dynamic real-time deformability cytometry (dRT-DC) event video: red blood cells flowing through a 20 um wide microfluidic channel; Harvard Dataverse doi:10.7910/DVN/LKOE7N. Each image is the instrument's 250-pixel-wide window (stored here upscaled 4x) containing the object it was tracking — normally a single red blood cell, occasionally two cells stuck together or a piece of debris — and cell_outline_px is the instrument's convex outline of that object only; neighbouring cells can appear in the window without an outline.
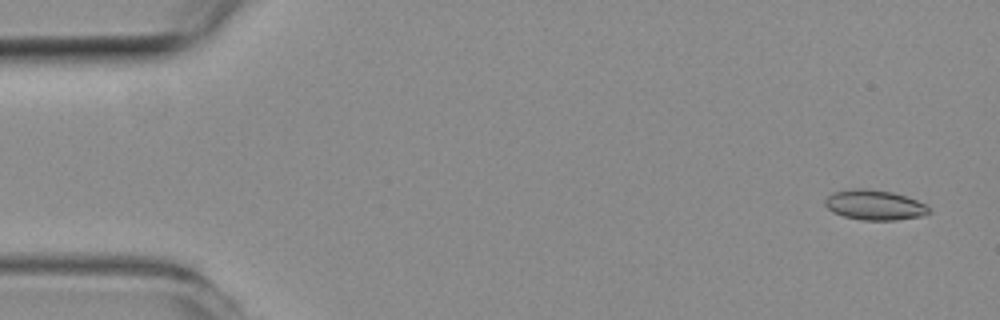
{"species": "common noctule bat (a hibernating species)", "species_latin": "Nyctalus noctula", "temperature_condition": "room temperature", "stored_images_in_passage": 23, "camera_frame_rate_fps": 3000, "um_per_image_px": 0.085, "animal": {"sex": "female", "body_mass_g": 19.3, "forearm_length_mm": 54.1}, "frame": {"image": 1, "passage_image": 1, "time_ms": 0.0, "image_size_px": [1000, 320], "cell_outline_px": [[932, 212], [920, 216], [896, 220], [860, 220], [844, 216], [832, 212], [824, 204], [824, 200], [832, 192], [856, 188], [868, 188], [892, 192], [916, 200], [924, 204]], "centroid_in_image_um": [74.3, 17.42], "position_along_channel_um": 10.7, "area_um2": 18.15}}
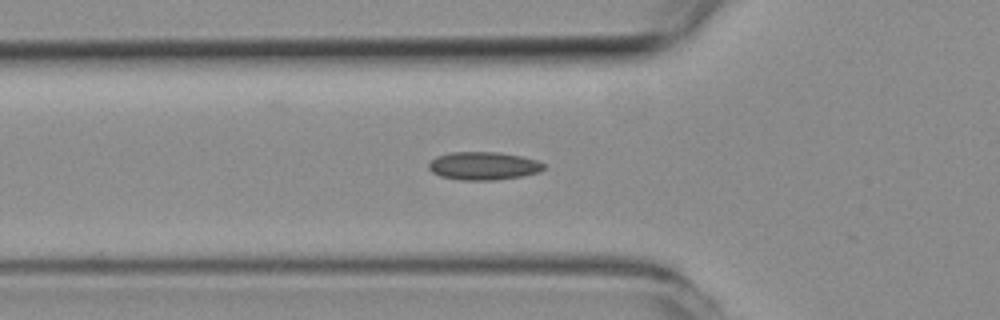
{"frame": {"image": 2, "passage_image": 16, "time_ms": 5.0, "image_size_px": [1000, 320], "cell_outline_px": [[544, 168], [540, 172], [520, 176], [496, 180], [460, 180], [440, 176], [432, 172], [428, 168], [428, 164], [436, 156], [452, 152], [500, 152], [520, 156], [536, 160], [544, 164]], "centroid_in_image_um": [41.07, 14.1], "position_along_channel_um": 84.7, "area_um2": 18.79}}
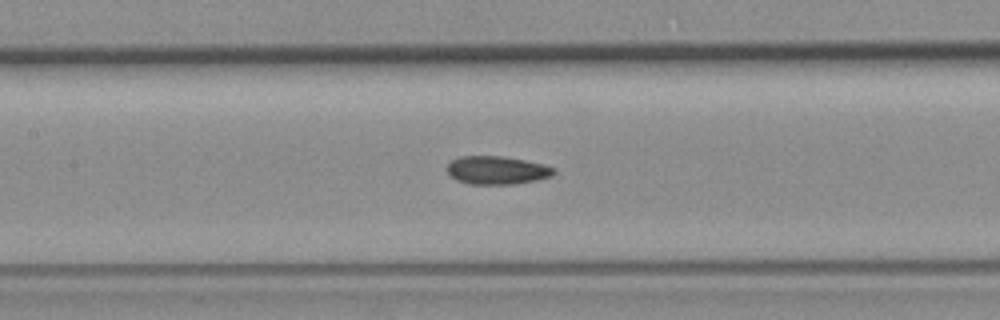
{"frame": {"image": 3, "passage_image": 22, "time_ms": 7.0, "image_size_px": [1000, 320], "cell_outline_px": [[556, 172], [552, 176], [536, 180], [516, 184], [468, 184], [456, 180], [448, 172], [448, 164], [452, 160], [460, 156], [500, 156], [524, 160], [544, 164], [556, 168]], "centroid_in_image_um": [42.27, 14.47], "position_along_channel_um": 165.1, "area_um2": 17.57}}